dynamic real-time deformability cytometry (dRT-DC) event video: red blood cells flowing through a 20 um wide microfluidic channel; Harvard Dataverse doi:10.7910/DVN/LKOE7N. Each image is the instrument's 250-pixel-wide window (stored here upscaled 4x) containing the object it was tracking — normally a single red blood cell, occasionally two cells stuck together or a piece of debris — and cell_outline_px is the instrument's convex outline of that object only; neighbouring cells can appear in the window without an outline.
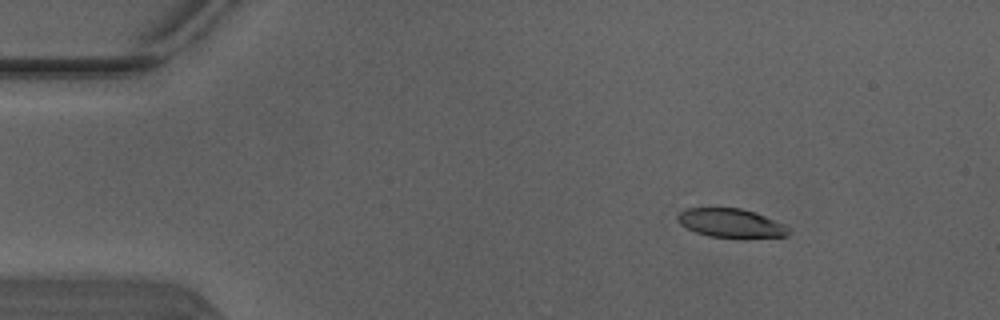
{"species": "Egyptian fruit bat (a non-hibernating species)", "species_latin": "Rousettus aegyptiacus", "temperature_condition": "warm", "stored_images_in_passage": 3, "camera_frame_rate_fps": 3000, "um_per_image_px": 0.085, "animal": {"sex": "male"}, "frame": {"image": 1, "passage_image": 1, "time_ms": 0.0, "image_size_px": [1000, 320], "cell_outline_px": [[788, 236], [744, 240], [708, 236], [696, 232], [680, 224], [676, 220], [676, 216], [680, 212], [688, 208], [740, 208], [764, 216], [784, 224], [788, 228]], "centroid_in_image_um": [62.14, 19.01], "position_along_channel_um": 22.9, "area_um2": 19.07}}
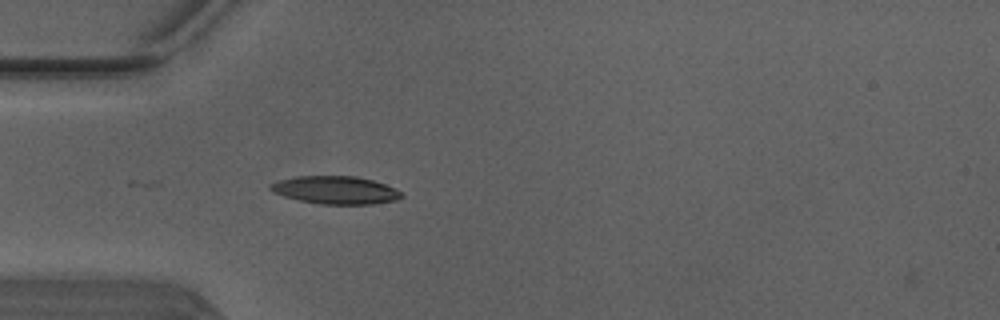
{"frame": {"image": 2, "passage_image": 3, "time_ms": 0.667, "image_size_px": [1000, 320], "cell_outline_px": [[404, 196], [396, 200], [372, 204], [320, 204], [300, 200], [284, 196], [272, 192], [268, 188], [268, 184], [280, 180], [296, 176], [356, 176], [372, 180], [384, 184], [400, 192]], "centroid_in_image_um": [28.47, 16.15], "position_along_channel_um": 56.5, "area_um2": 21.15}}